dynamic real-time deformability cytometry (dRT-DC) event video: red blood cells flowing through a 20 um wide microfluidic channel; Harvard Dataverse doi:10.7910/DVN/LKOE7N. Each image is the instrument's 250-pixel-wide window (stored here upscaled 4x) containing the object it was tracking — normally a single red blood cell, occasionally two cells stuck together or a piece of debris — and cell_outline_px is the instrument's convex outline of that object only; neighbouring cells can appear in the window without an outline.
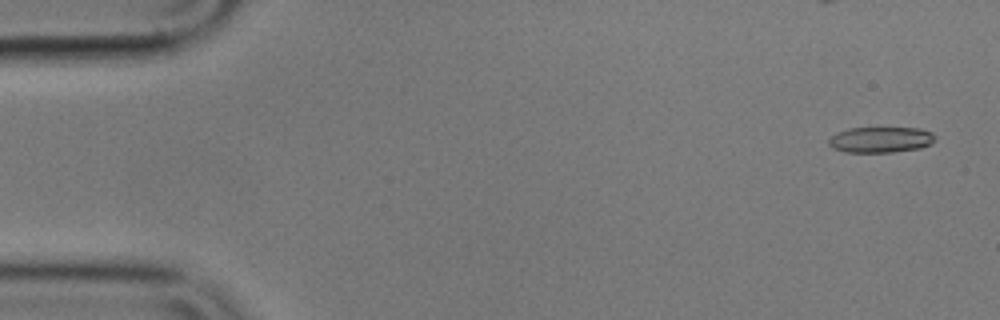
{"species": "common noctule bat (a hibernating species)", "species_latin": "Nyctalus noctula", "temperature_condition": "cold", "stored_images_in_passage": 54, "camera_frame_rate_fps": 3000, "um_per_image_px": 0.085, "animal": {"sex": "male", "body_mass_g": 17.9}, "frame": {"image": 1, "passage_image": 1, "time_ms": 0.0, "image_size_px": [1000, 320], "cell_outline_px": [[936, 140], [932, 144], [920, 148], [892, 152], [844, 152], [832, 148], [828, 144], [828, 140], [836, 132], [848, 128], [920, 128], [932, 132], [936, 136]], "centroid_in_image_um": [74.87, 11.87], "position_along_channel_um": 10.1, "area_um2": 16.18}}
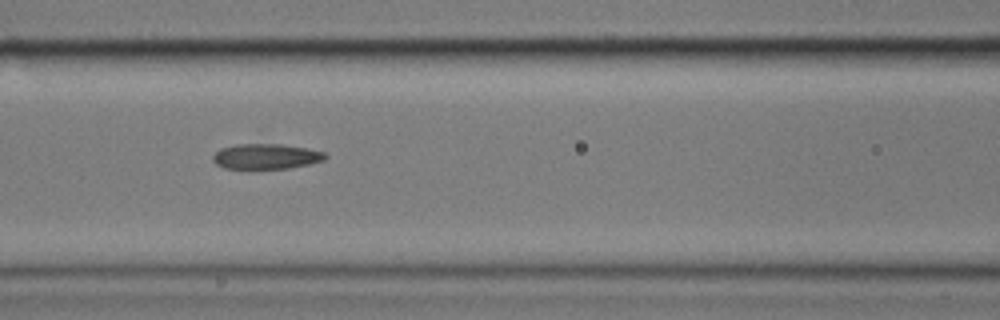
{"frame": {"image": 2, "passage_image": 22, "time_ms": 7.0, "image_size_px": [1000, 320], "cell_outline_px": [[328, 156], [324, 160], [308, 164], [288, 168], [224, 168], [216, 164], [212, 160], [212, 156], [220, 148], [236, 144], [280, 144], [304, 148], [324, 152]], "centroid_in_image_um": [22.58, 13.29], "position_along_channel_um": 144.0, "area_um2": 16.36}}
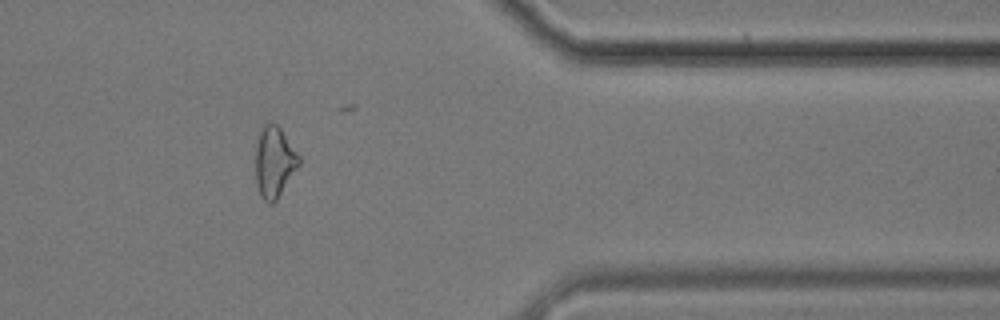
{"frame": {"image": 3, "passage_image": 44, "time_ms": 14.333, "image_size_px": [1000, 320], "cell_outline_px": [[300, 164], [276, 200], [272, 204], [268, 204], [264, 200], [256, 184], [256, 144], [260, 128], [264, 120], [272, 120], [280, 128], [300, 156]], "centroid_in_image_um": [23.3, 13.7], "position_along_channel_um": 388.1, "area_um2": 18.09}}